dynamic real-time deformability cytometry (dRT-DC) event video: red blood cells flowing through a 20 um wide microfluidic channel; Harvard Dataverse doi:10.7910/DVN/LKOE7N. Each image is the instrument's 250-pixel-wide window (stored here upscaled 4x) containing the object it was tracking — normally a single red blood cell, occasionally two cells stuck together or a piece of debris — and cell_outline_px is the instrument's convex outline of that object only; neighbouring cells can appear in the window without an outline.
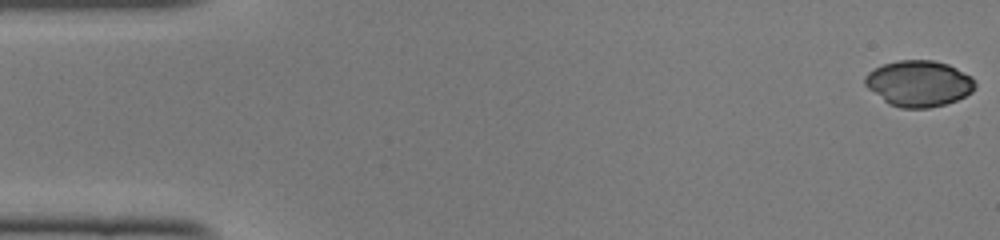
{"species": "common noctule bat (a hibernating species)", "species_latin": "Nyctalus noctula", "temperature_condition": "cold", "stored_images_in_passage": 48, "camera_frame_rate_fps": 3000, "um_per_image_px": 0.085, "animal": {"sex": "female", "body_mass_g": 22.0, "forearm_length_mm": 56.7}, "frame": {"image": 1, "passage_image": 1, "time_ms": 0.0, "image_size_px": [1000, 240], "cell_outline_px": [[976, 88], [972, 92], [956, 100], [944, 104], [928, 108], [900, 108], [888, 104], [868, 88], [864, 84], [864, 76], [868, 72], [884, 64], [896, 60], [932, 60], [948, 64], [972, 76], [976, 84]], "centroid_in_image_um": [78.1, 7.09], "position_along_channel_um": 6.9, "area_um2": 29.59}}